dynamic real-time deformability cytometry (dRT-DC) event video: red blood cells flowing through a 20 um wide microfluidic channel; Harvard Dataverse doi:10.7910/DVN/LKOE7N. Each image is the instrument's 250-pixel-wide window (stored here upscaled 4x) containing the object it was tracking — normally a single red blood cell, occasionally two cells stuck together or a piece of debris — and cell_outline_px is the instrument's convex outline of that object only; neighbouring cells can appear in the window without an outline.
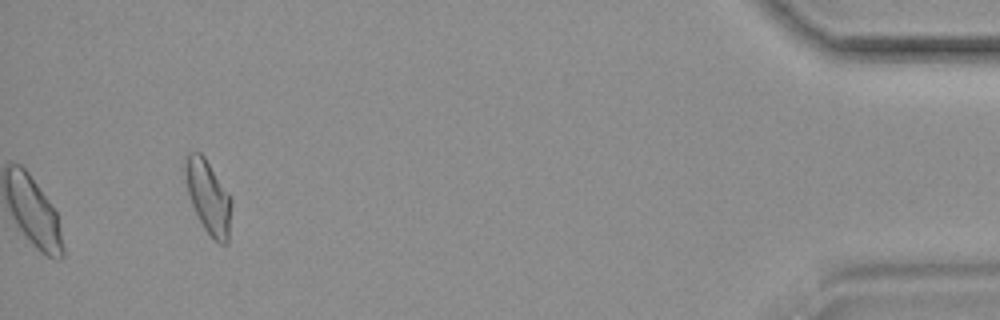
{"species": "common noctule bat (a hibernating species)", "species_latin": "Nyctalus noctula", "temperature_condition": "room temperature", "stored_images_in_passage": 40, "camera_frame_rate_fps": 3000, "um_per_image_px": 0.085, "animal": {"sex": "female", "body_mass_g": 19.9}, "frame": {"image": 1, "passage_image": 40, "time_ms": 13.0, "image_size_px": [1000, 320], "cell_outline_px": [[232, 200], [228, 244], [220, 244], [204, 228], [192, 204], [188, 192], [184, 176], [184, 156], [188, 152], [200, 152], [204, 156]], "centroid_in_image_um": [17.69, 16.71], "position_along_channel_um": 417.5, "area_um2": 19.48}, "authors_computed_cell_mechanics": {"area_um2": 21.8773, "velocity_mm_per_s": 3.7044, "shape_relaxation_time_tau1_ms": 1.9748, "shape_relaxation_time_tau2_ms": 0.6352, "deformation_change_tau1": 0.1158, "deformation_change_tau2": 0.067}}